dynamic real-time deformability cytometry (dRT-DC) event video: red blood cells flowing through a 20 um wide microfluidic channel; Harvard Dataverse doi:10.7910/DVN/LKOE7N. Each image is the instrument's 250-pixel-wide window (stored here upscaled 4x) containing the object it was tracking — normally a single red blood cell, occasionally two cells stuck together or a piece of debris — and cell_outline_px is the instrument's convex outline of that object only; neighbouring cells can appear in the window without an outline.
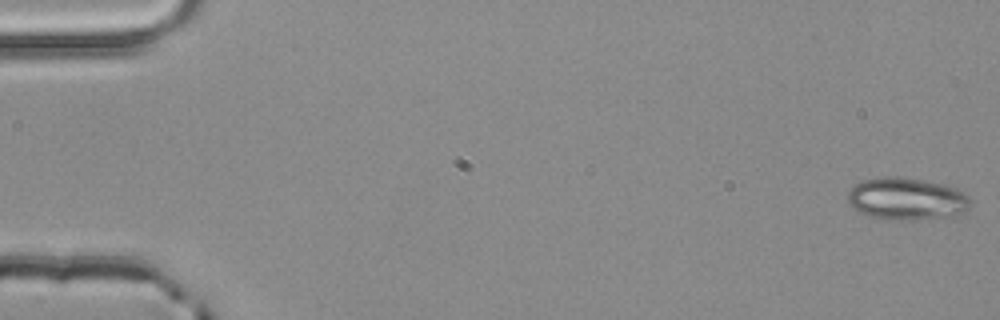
{"species": "common noctule bat (a hibernating species)", "species_latin": "Nyctalus noctula", "temperature_condition": "room temperature", "stored_images_in_passage": 5, "camera_frame_rate_fps": 3000, "um_per_image_px": 0.085, "animal": {"sex": "male", "body_mass_g": 20.4}, "frame": {"image": 1, "passage_image": 1, "time_ms": 0.0, "image_size_px": [1000, 320], "cell_outline_px": [[972, 200], [968, 208], [964, 212], [952, 216], [916, 220], [888, 220], [868, 216], [852, 208], [848, 204], [848, 192], [856, 184], [864, 180], [884, 176], [896, 176], [924, 180], [956, 188], [964, 192]], "centroid_in_image_um": [77.06, 16.91], "position_along_channel_um": 7.9, "area_um2": 30.46}}